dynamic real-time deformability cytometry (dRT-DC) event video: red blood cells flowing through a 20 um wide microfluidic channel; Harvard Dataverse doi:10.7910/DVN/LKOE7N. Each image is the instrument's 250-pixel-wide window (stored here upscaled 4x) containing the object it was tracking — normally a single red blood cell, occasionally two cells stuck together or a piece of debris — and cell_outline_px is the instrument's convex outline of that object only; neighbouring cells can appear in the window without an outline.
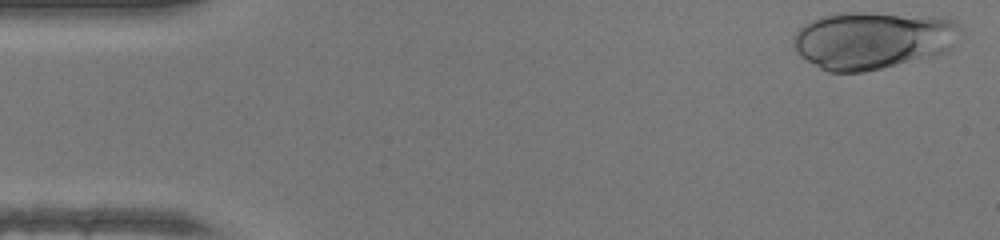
{"species": "human", "species_latin": "Homo sapiens", "temperature_condition": "warm", "stored_images_in_passage": 37, "camera_frame_rate_fps": 3000, "um_per_image_px": 0.085, "donor": {"sex": "female"}, "frame": {"image": 1, "passage_image": 1, "time_ms": 0.0, "image_size_px": [1000, 240], "cell_outline_px": [[964, 24], [952, 48], [932, 56], [864, 72], [828, 72], [820, 68], [800, 56], [796, 52], [792, 44], [792, 40], [796, 32], [804, 24], [820, 16], [840, 12], [864, 12], [932, 16], [956, 20]], "centroid_in_image_um": [74.19, 3.39], "position_along_channel_um": 10.8, "area_um2": 56.41}}
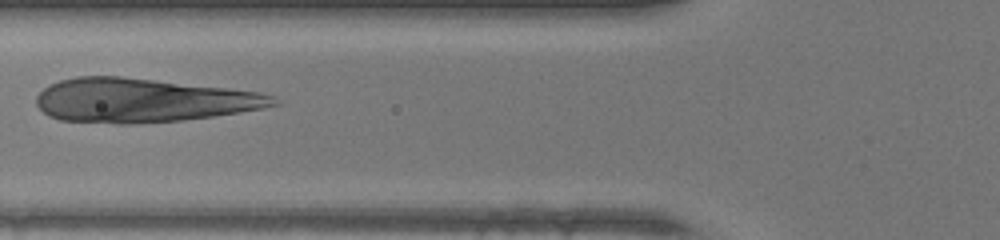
{"frame": {"image": 2, "passage_image": 17, "time_ms": 5.333, "image_size_px": [1000, 240], "cell_outline_px": [[280, 104], [264, 108], [212, 116], [184, 120], [132, 124], [116, 124], [60, 120], [48, 116], [36, 104], [36, 96], [48, 84], [60, 80], [76, 76], [120, 76], [228, 88], [260, 92], [272, 96]], "centroid_in_image_um": [12.08, 8.53], "position_along_channel_um": 113.7, "area_um2": 60.69}}
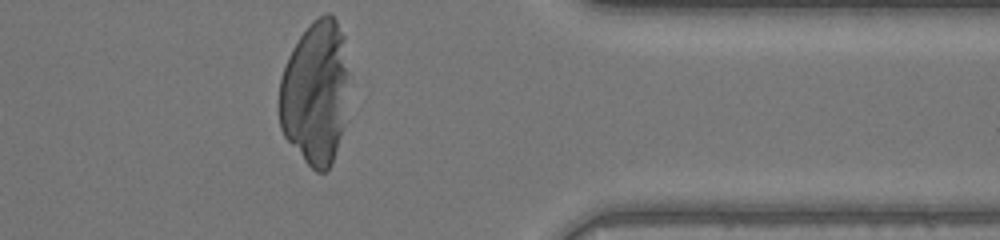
{"frame": {"image": 3, "passage_image": 37, "time_ms": 12.0, "image_size_px": [1000, 240], "cell_outline_px": [[352, 76], [344, 124], [332, 164], [324, 172], [316, 172], [304, 160], [284, 136], [280, 128], [280, 76], [288, 56], [292, 48], [300, 36], [312, 20], [324, 12], [332, 12], [344, 36]], "centroid_in_image_um": [26.87, 7.82], "position_along_channel_um": 384.5, "area_um2": 59.94}}